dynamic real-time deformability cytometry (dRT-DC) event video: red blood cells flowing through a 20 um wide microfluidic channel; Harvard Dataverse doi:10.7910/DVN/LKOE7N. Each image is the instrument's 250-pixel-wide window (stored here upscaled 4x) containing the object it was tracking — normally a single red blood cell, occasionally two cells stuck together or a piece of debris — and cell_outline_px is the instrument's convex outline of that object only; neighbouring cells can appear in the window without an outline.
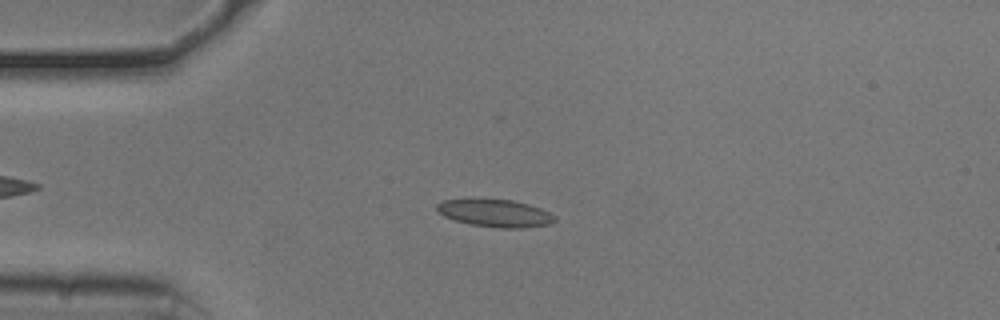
{"species": "common noctule bat (a hibernating species)", "species_latin": "Nyctalus noctula", "temperature_condition": "cold", "stored_images_in_passage": 54, "camera_frame_rate_fps": 3000, "um_per_image_px": 0.085, "animal": {"sex": "male", "body_mass_g": 20.5, "forearm_length_mm": 52.5}, "frame": {"image": 1, "passage_image": 14, "time_ms": 4.333, "image_size_px": [1000, 320], "cell_outline_px": [[556, 220], [548, 224], [520, 228], [500, 228], [472, 224], [452, 220], [444, 216], [436, 208], [436, 204], [444, 200], [468, 196], [472, 196], [512, 200], [528, 204], [540, 208], [556, 216]], "centroid_in_image_um": [42.01, 18.06], "position_along_channel_um": 43.0, "area_um2": 19.54}}
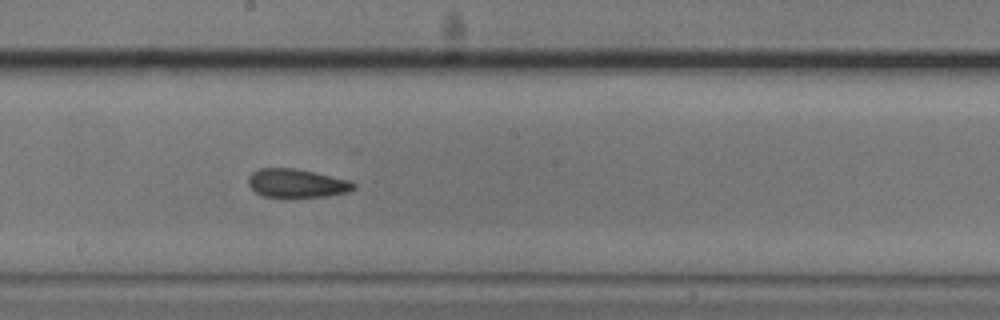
{"frame": {"image": 2, "passage_image": 30, "time_ms": 9.667, "image_size_px": [1000, 320], "cell_outline_px": [[356, 188], [348, 192], [328, 196], [264, 196], [256, 192], [248, 184], [248, 176], [252, 172], [260, 168], [296, 168], [352, 180], [356, 184]], "centroid_in_image_um": [25.27, 15.55], "position_along_channel_um": 222.9, "area_um2": 17.51}}
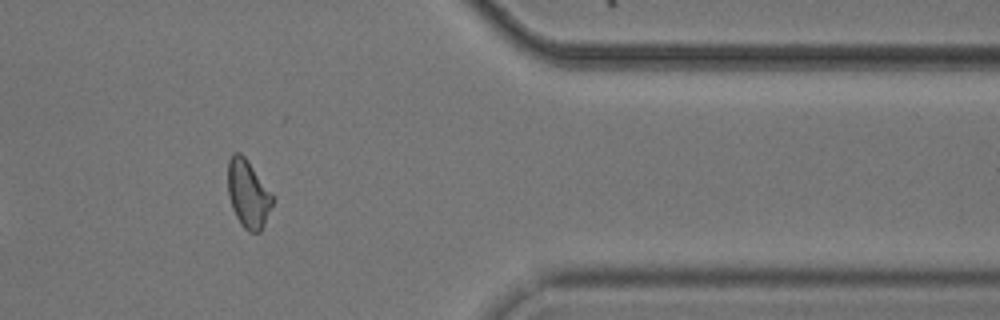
{"frame": {"image": 3, "passage_image": 45, "time_ms": 14.667, "image_size_px": [1000, 320], "cell_outline_px": [[272, 204], [264, 224], [260, 232], [248, 232], [240, 224], [232, 208], [228, 196], [228, 160], [232, 152], [240, 152], [248, 160], [272, 192]], "centroid_in_image_um": [21.07, 16.45], "position_along_channel_um": 390.3, "area_um2": 17.74}, "authors_computed_cell_mechanics": {"area_um2": 18.207, "velocity_mm_per_s": 3.758, "shape_relaxation_time_tau1_ms": 6.3955, "shape_relaxation_time_tau2_ms": 3.1488, "deformation_change_tau1": 0.1249, "deformation_change_tau2": 0.0961}}